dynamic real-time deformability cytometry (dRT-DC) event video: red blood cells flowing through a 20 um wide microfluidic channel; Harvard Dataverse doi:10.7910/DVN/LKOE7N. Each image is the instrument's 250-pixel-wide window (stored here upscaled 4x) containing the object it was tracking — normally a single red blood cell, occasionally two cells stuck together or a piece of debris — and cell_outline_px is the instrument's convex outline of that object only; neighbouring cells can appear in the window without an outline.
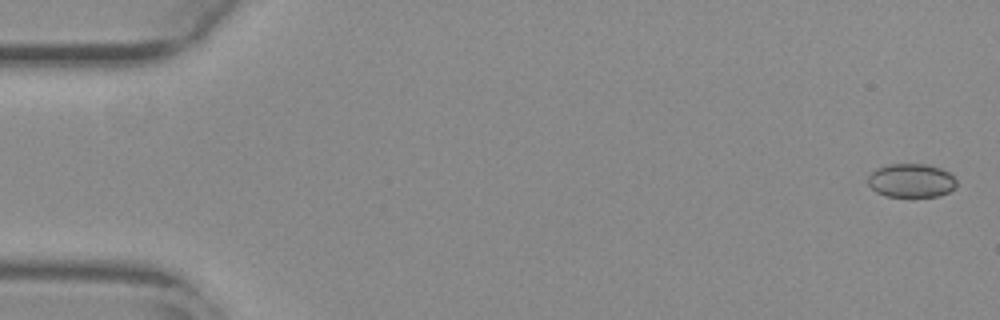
{"species": "common noctule bat (a hibernating species)", "species_latin": "Nyctalus noctula", "temperature_condition": "warm", "stored_images_in_passage": 52, "camera_frame_rate_fps": 3000, "um_per_image_px": 0.085, "animal": {"sex": "female", "body_mass_g": 29.2, "forearm_length_mm": 56.3}, "frame": {"image": 1, "passage_image": 2, "time_ms": 0.333, "image_size_px": [1000, 320], "cell_outline_px": [[956, 188], [940, 196], [884, 196], [876, 192], [868, 184], [868, 176], [876, 168], [888, 164], [928, 164], [940, 168], [948, 172], [956, 180]], "centroid_in_image_um": [77.45, 15.34], "position_along_channel_um": 7.5, "area_um2": 17.46}}
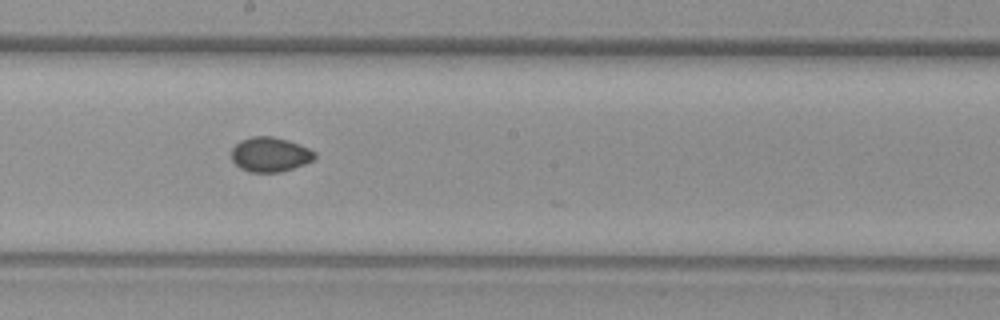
{"frame": {"image": 2, "passage_image": 31, "time_ms": 10.0, "image_size_px": [1000, 320], "cell_outline_px": [[316, 156], [312, 160], [304, 164], [280, 172], [248, 172], [240, 168], [232, 160], [232, 148], [240, 140], [252, 136], [272, 136], [288, 140], [308, 148], [316, 152]], "centroid_in_image_um": [22.94, 13.13], "position_along_channel_um": 225.3, "area_um2": 16.76}}
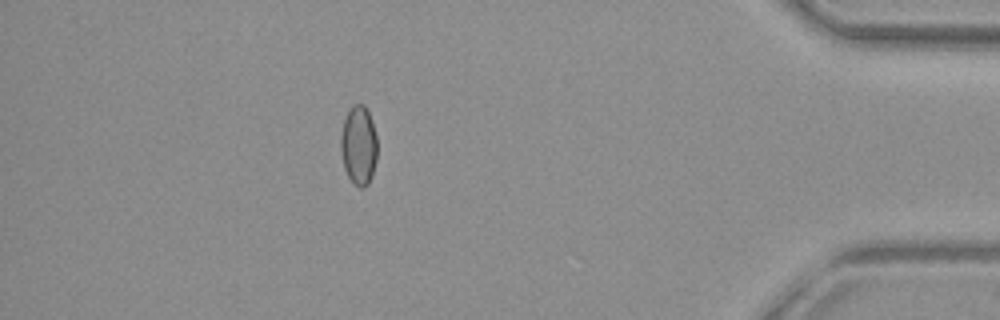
{"frame": {"image": 3, "passage_image": 49, "time_ms": 16.0, "image_size_px": [1000, 320], "cell_outline_px": [[376, 160], [372, 176], [368, 184], [364, 188], [360, 188], [352, 184], [344, 168], [340, 152], [340, 136], [344, 120], [348, 108], [352, 104], [364, 104], [372, 120], [376, 136]], "centroid_in_image_um": [30.47, 12.36], "position_along_channel_um": 404.7, "area_um2": 17.17}, "authors_computed_cell_mechanics": {"area_um2": 16.9354, "velocity_mm_per_s": 3.818, "shape_relaxation_time_tau1_ms": null, "shape_relaxation_time_tau2_ms": 1.353, "deformation_change_tau1": null, "deformation_change_tau2": 0.0308}}